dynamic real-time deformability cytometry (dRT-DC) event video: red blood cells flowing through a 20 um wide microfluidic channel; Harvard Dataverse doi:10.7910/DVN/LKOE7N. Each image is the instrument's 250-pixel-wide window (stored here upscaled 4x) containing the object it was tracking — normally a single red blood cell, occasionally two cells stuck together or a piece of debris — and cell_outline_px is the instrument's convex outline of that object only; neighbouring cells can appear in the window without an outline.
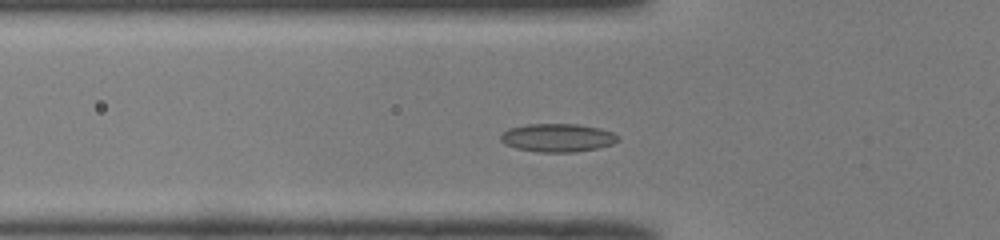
{"species": "common noctule bat (a hibernating species)", "species_latin": "Nyctalus noctula", "temperature_condition": "room temperature", "stored_images_in_passage": 43, "camera_frame_rate_fps": 3000, "um_per_image_px": 0.085, "animal": {"sex": "male", "body_mass_g": 19.0, "forearm_length_mm": 50.8}, "frame": {"image": 1, "passage_image": 9, "time_ms": 2.667, "image_size_px": [1000, 240], "cell_outline_px": [[620, 140], [612, 144], [596, 148], [572, 152], [540, 152], [516, 148], [504, 144], [500, 140], [500, 136], [508, 128], [524, 124], [580, 124], [600, 128], [612, 132]], "centroid_in_image_um": [47.36, 11.7], "position_along_channel_um": 78.4, "area_um2": 19.31}}
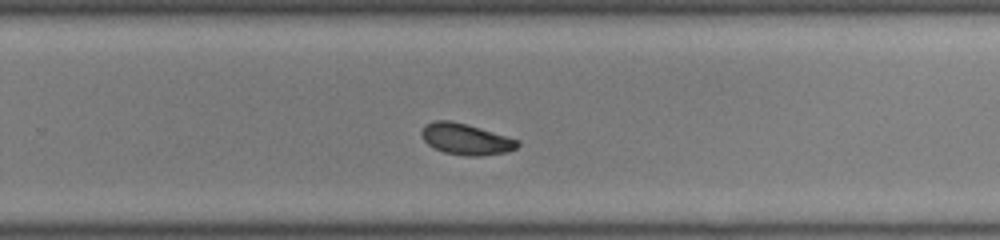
{"frame": {"image": 2, "passage_image": 25, "time_ms": 8.0, "image_size_px": [1000, 240], "cell_outline_px": [[520, 144], [516, 148], [508, 152], [480, 156], [464, 156], [444, 152], [428, 144], [424, 140], [420, 132], [424, 124], [432, 120], [448, 120], [464, 124], [520, 140]], "centroid_in_image_um": [39.58, 11.83], "position_along_channel_um": 290.2, "area_um2": 17.34}}
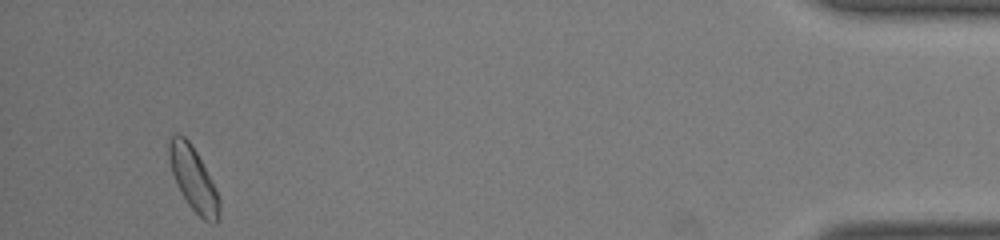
{"frame": {"image": 3, "passage_image": 40, "time_ms": 13.0, "image_size_px": [1000, 240], "cell_outline_px": [[220, 208], [216, 224], [212, 224], [204, 220], [188, 204], [180, 192], [176, 184], [172, 172], [168, 156], [168, 140], [176, 132], [184, 136], [188, 140], [196, 152], [212, 180], [216, 188], [220, 200]], "centroid_in_image_um": [16.42, 15.2], "position_along_channel_um": 418.8, "area_um2": 18.67}, "authors_computed_cell_mechanics": {"area_um2": 17.629, "velocity_mm_per_s": 3.9783, "shape_relaxation_time_tau1_ms": 5.6053, "shape_relaxation_time_tau2_ms": 3.2633, "deformation_change_tau1": 0.1054, "deformation_change_tau2": 0.0671}}